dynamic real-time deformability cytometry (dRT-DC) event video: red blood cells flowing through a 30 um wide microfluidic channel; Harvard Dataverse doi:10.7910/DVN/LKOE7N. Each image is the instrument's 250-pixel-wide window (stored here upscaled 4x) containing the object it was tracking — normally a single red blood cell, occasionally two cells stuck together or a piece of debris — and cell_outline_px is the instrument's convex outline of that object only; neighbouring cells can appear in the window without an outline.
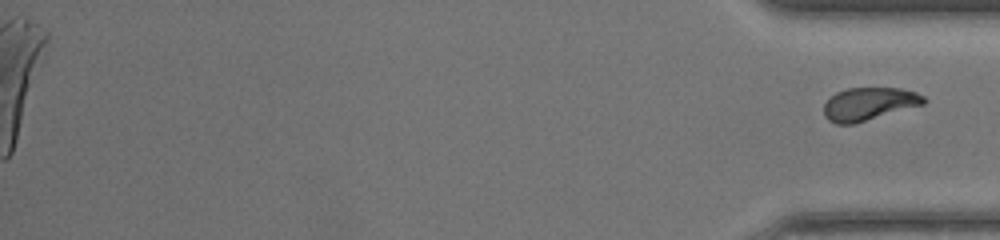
{"species": "common noctule bat (a hibernating species)", "species_latin": "Nyctalus noctula", "temperature_condition": "warm", "stored_images_in_passage": 38, "camera_frame_rate_fps": 3000, "um_per_image_px": 0.085, "animal": {"sex": "female", "body_mass_g": 17.0, "forearm_length_mm": 48.0}, "frame": {"image": 1, "passage_image": 38, "time_ms": 12.333, "image_size_px": [1000, 240], "cell_outline_px": [[928, 100], [924, 104], [852, 124], [836, 124], [828, 120], [824, 116], [824, 104], [836, 92], [848, 88], [900, 88], [916, 92], [924, 96]], "centroid_in_image_um": [73.86, 8.82], "position_along_channel_um": 361.3, "area_um2": 19.02}}